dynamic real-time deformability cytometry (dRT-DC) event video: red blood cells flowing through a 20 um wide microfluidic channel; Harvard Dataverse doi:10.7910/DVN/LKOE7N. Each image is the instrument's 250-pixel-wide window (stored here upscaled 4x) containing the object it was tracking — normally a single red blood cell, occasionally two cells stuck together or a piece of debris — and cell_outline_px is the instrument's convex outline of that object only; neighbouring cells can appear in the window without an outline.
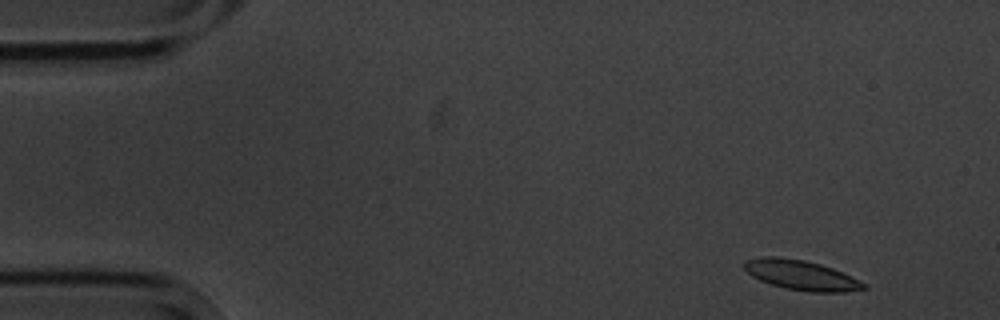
{"species": "common noctule bat (a hibernating species)", "species_latin": "Nyctalus noctula", "temperature_condition": "cold", "stored_images_in_passage": 4, "camera_frame_rate_fps": 3000, "um_per_image_px": 0.085, "animal": {"sex": "male", "body_mass_g": 20.1, "forearm_length_mm": 53.5}, "frame": {"image": 1, "passage_image": 1, "time_ms": 0.0, "image_size_px": [1000, 320], "cell_outline_px": [[868, 288], [844, 292], [808, 292], [784, 288], [760, 280], [752, 276], [744, 268], [744, 260], [760, 256], [776, 256], [804, 260], [820, 264], [832, 268], [860, 280], [868, 284]], "centroid_in_image_um": [68.11, 23.38], "position_along_channel_um": 16.9, "area_um2": 20.87}}
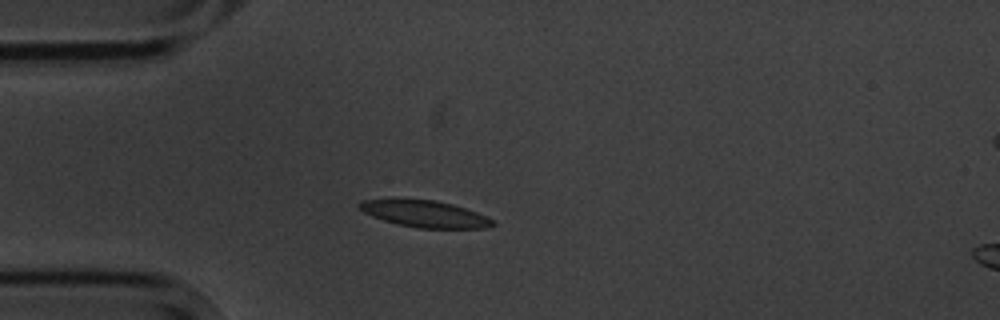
{"frame": {"image": 2, "passage_image": 4, "time_ms": 3.333, "image_size_px": [1000, 320], "cell_outline_px": [[496, 224], [488, 228], [416, 228], [396, 224], [372, 216], [364, 212], [360, 208], [360, 204], [364, 200], [392, 196], [436, 200], [452, 204], [488, 216]], "centroid_in_image_um": [36.07, 18.14], "position_along_channel_um": 48.9, "area_um2": 21.39}}